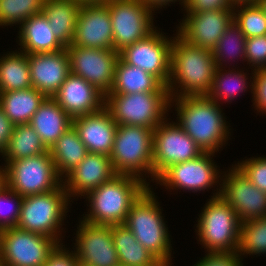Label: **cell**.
<instances>
[{
    "label": "cell",
    "mask_w": 266,
    "mask_h": 266,
    "mask_svg": "<svg viewBox=\"0 0 266 266\" xmlns=\"http://www.w3.org/2000/svg\"><path fill=\"white\" fill-rule=\"evenodd\" d=\"M170 108L177 113V124L203 152L217 154L231 139L223 108L207 96L171 98Z\"/></svg>",
    "instance_id": "cell-1"
},
{
    "label": "cell",
    "mask_w": 266,
    "mask_h": 266,
    "mask_svg": "<svg viewBox=\"0 0 266 266\" xmlns=\"http://www.w3.org/2000/svg\"><path fill=\"white\" fill-rule=\"evenodd\" d=\"M216 69L212 50L190 44L175 33L167 85L170 98L207 96Z\"/></svg>",
    "instance_id": "cell-2"
},
{
    "label": "cell",
    "mask_w": 266,
    "mask_h": 266,
    "mask_svg": "<svg viewBox=\"0 0 266 266\" xmlns=\"http://www.w3.org/2000/svg\"><path fill=\"white\" fill-rule=\"evenodd\" d=\"M148 187L138 177L116 174L83 197L89 208L81 219L93 224H124L132 204Z\"/></svg>",
    "instance_id": "cell-3"
},
{
    "label": "cell",
    "mask_w": 266,
    "mask_h": 266,
    "mask_svg": "<svg viewBox=\"0 0 266 266\" xmlns=\"http://www.w3.org/2000/svg\"><path fill=\"white\" fill-rule=\"evenodd\" d=\"M151 187L149 186L132 204L124 225L164 266H172V237L158 196Z\"/></svg>",
    "instance_id": "cell-4"
},
{
    "label": "cell",
    "mask_w": 266,
    "mask_h": 266,
    "mask_svg": "<svg viewBox=\"0 0 266 266\" xmlns=\"http://www.w3.org/2000/svg\"><path fill=\"white\" fill-rule=\"evenodd\" d=\"M153 130L144 126H117L109 156L116 174L138 177L150 186L153 182Z\"/></svg>",
    "instance_id": "cell-5"
},
{
    "label": "cell",
    "mask_w": 266,
    "mask_h": 266,
    "mask_svg": "<svg viewBox=\"0 0 266 266\" xmlns=\"http://www.w3.org/2000/svg\"><path fill=\"white\" fill-rule=\"evenodd\" d=\"M69 206L72 203L63 183L50 192L23 197L16 227L46 235L64 244L66 231L62 226L68 217Z\"/></svg>",
    "instance_id": "cell-6"
},
{
    "label": "cell",
    "mask_w": 266,
    "mask_h": 266,
    "mask_svg": "<svg viewBox=\"0 0 266 266\" xmlns=\"http://www.w3.org/2000/svg\"><path fill=\"white\" fill-rule=\"evenodd\" d=\"M195 223V235L206 252H237L241 221L219 195L207 199Z\"/></svg>",
    "instance_id": "cell-7"
},
{
    "label": "cell",
    "mask_w": 266,
    "mask_h": 266,
    "mask_svg": "<svg viewBox=\"0 0 266 266\" xmlns=\"http://www.w3.org/2000/svg\"><path fill=\"white\" fill-rule=\"evenodd\" d=\"M169 92L108 94L105 107L117 125L144 126L155 129L169 116Z\"/></svg>",
    "instance_id": "cell-8"
},
{
    "label": "cell",
    "mask_w": 266,
    "mask_h": 266,
    "mask_svg": "<svg viewBox=\"0 0 266 266\" xmlns=\"http://www.w3.org/2000/svg\"><path fill=\"white\" fill-rule=\"evenodd\" d=\"M215 155L214 153L203 152L197 158L173 164L156 179L155 185L164 186L163 188L170 192L176 190L178 193V190H183L185 193L192 192L194 194L197 192L200 194L201 191L204 193L205 190L209 191L214 187V193L211 197L219 196L223 171L213 159L216 157Z\"/></svg>",
    "instance_id": "cell-9"
},
{
    "label": "cell",
    "mask_w": 266,
    "mask_h": 266,
    "mask_svg": "<svg viewBox=\"0 0 266 266\" xmlns=\"http://www.w3.org/2000/svg\"><path fill=\"white\" fill-rule=\"evenodd\" d=\"M4 166L6 186L21 197L47 193L63 183L49 151L37 156L9 161Z\"/></svg>",
    "instance_id": "cell-10"
},
{
    "label": "cell",
    "mask_w": 266,
    "mask_h": 266,
    "mask_svg": "<svg viewBox=\"0 0 266 266\" xmlns=\"http://www.w3.org/2000/svg\"><path fill=\"white\" fill-rule=\"evenodd\" d=\"M59 244L18 227L0 230V266H44Z\"/></svg>",
    "instance_id": "cell-11"
},
{
    "label": "cell",
    "mask_w": 266,
    "mask_h": 266,
    "mask_svg": "<svg viewBox=\"0 0 266 266\" xmlns=\"http://www.w3.org/2000/svg\"><path fill=\"white\" fill-rule=\"evenodd\" d=\"M113 30V49L120 52L136 41L146 38L157 27L154 12L142 0H108Z\"/></svg>",
    "instance_id": "cell-12"
},
{
    "label": "cell",
    "mask_w": 266,
    "mask_h": 266,
    "mask_svg": "<svg viewBox=\"0 0 266 266\" xmlns=\"http://www.w3.org/2000/svg\"><path fill=\"white\" fill-rule=\"evenodd\" d=\"M167 118L153 130V183L171 165L192 160L203 151L177 124Z\"/></svg>",
    "instance_id": "cell-13"
},
{
    "label": "cell",
    "mask_w": 266,
    "mask_h": 266,
    "mask_svg": "<svg viewBox=\"0 0 266 266\" xmlns=\"http://www.w3.org/2000/svg\"><path fill=\"white\" fill-rule=\"evenodd\" d=\"M156 28L146 38L119 52V57L131 66L140 67L157 77L166 87L170 77L171 47L174 36L168 37ZM165 34V35H164Z\"/></svg>",
    "instance_id": "cell-14"
},
{
    "label": "cell",
    "mask_w": 266,
    "mask_h": 266,
    "mask_svg": "<svg viewBox=\"0 0 266 266\" xmlns=\"http://www.w3.org/2000/svg\"><path fill=\"white\" fill-rule=\"evenodd\" d=\"M70 72L92 84L105 97L114 82L119 53L115 50L67 46Z\"/></svg>",
    "instance_id": "cell-15"
},
{
    "label": "cell",
    "mask_w": 266,
    "mask_h": 266,
    "mask_svg": "<svg viewBox=\"0 0 266 266\" xmlns=\"http://www.w3.org/2000/svg\"><path fill=\"white\" fill-rule=\"evenodd\" d=\"M72 249L81 266H117L118 255L112 238L113 225L78 221ZM75 247V248H74Z\"/></svg>",
    "instance_id": "cell-16"
},
{
    "label": "cell",
    "mask_w": 266,
    "mask_h": 266,
    "mask_svg": "<svg viewBox=\"0 0 266 266\" xmlns=\"http://www.w3.org/2000/svg\"><path fill=\"white\" fill-rule=\"evenodd\" d=\"M228 169L222 174L220 196L237 213L241 222L265 217L266 192L254 186L235 164Z\"/></svg>",
    "instance_id": "cell-17"
},
{
    "label": "cell",
    "mask_w": 266,
    "mask_h": 266,
    "mask_svg": "<svg viewBox=\"0 0 266 266\" xmlns=\"http://www.w3.org/2000/svg\"><path fill=\"white\" fill-rule=\"evenodd\" d=\"M176 32L190 44L213 50L233 21V9L186 13Z\"/></svg>",
    "instance_id": "cell-18"
},
{
    "label": "cell",
    "mask_w": 266,
    "mask_h": 266,
    "mask_svg": "<svg viewBox=\"0 0 266 266\" xmlns=\"http://www.w3.org/2000/svg\"><path fill=\"white\" fill-rule=\"evenodd\" d=\"M71 45L114 50L110 11L104 3L80 6Z\"/></svg>",
    "instance_id": "cell-19"
},
{
    "label": "cell",
    "mask_w": 266,
    "mask_h": 266,
    "mask_svg": "<svg viewBox=\"0 0 266 266\" xmlns=\"http://www.w3.org/2000/svg\"><path fill=\"white\" fill-rule=\"evenodd\" d=\"M115 175L109 156L88 153L79 165L63 178V185L73 203L72 199L76 200L74 197L81 199Z\"/></svg>",
    "instance_id": "cell-20"
},
{
    "label": "cell",
    "mask_w": 266,
    "mask_h": 266,
    "mask_svg": "<svg viewBox=\"0 0 266 266\" xmlns=\"http://www.w3.org/2000/svg\"><path fill=\"white\" fill-rule=\"evenodd\" d=\"M52 98L72 119L98 112L105 106V96L71 72Z\"/></svg>",
    "instance_id": "cell-21"
},
{
    "label": "cell",
    "mask_w": 266,
    "mask_h": 266,
    "mask_svg": "<svg viewBox=\"0 0 266 266\" xmlns=\"http://www.w3.org/2000/svg\"><path fill=\"white\" fill-rule=\"evenodd\" d=\"M32 87L46 97H53L70 73L65 49L51 53L28 54Z\"/></svg>",
    "instance_id": "cell-22"
},
{
    "label": "cell",
    "mask_w": 266,
    "mask_h": 266,
    "mask_svg": "<svg viewBox=\"0 0 266 266\" xmlns=\"http://www.w3.org/2000/svg\"><path fill=\"white\" fill-rule=\"evenodd\" d=\"M72 125L89 153L110 156L118 125L105 106L98 112L74 117Z\"/></svg>",
    "instance_id": "cell-23"
},
{
    "label": "cell",
    "mask_w": 266,
    "mask_h": 266,
    "mask_svg": "<svg viewBox=\"0 0 266 266\" xmlns=\"http://www.w3.org/2000/svg\"><path fill=\"white\" fill-rule=\"evenodd\" d=\"M18 50L26 54L57 52L66 47L53 34L48 19L39 13L23 21L18 27Z\"/></svg>",
    "instance_id": "cell-24"
},
{
    "label": "cell",
    "mask_w": 266,
    "mask_h": 266,
    "mask_svg": "<svg viewBox=\"0 0 266 266\" xmlns=\"http://www.w3.org/2000/svg\"><path fill=\"white\" fill-rule=\"evenodd\" d=\"M254 73L255 70L251 69L250 76L249 72L247 73L239 66L235 68L229 67L227 70L226 68H217L207 97L223 106V103L231 104L234 99L236 100L239 96L245 95L244 93L249 90L252 95ZM241 93L243 94L241 95Z\"/></svg>",
    "instance_id": "cell-25"
},
{
    "label": "cell",
    "mask_w": 266,
    "mask_h": 266,
    "mask_svg": "<svg viewBox=\"0 0 266 266\" xmlns=\"http://www.w3.org/2000/svg\"><path fill=\"white\" fill-rule=\"evenodd\" d=\"M29 124L49 150L62 134L72 126V118L52 98L46 97Z\"/></svg>",
    "instance_id": "cell-26"
},
{
    "label": "cell",
    "mask_w": 266,
    "mask_h": 266,
    "mask_svg": "<svg viewBox=\"0 0 266 266\" xmlns=\"http://www.w3.org/2000/svg\"><path fill=\"white\" fill-rule=\"evenodd\" d=\"M140 92H169L168 88L154 75L140 67L126 64L120 57L115 66L114 82L109 94Z\"/></svg>",
    "instance_id": "cell-27"
},
{
    "label": "cell",
    "mask_w": 266,
    "mask_h": 266,
    "mask_svg": "<svg viewBox=\"0 0 266 266\" xmlns=\"http://www.w3.org/2000/svg\"><path fill=\"white\" fill-rule=\"evenodd\" d=\"M80 6L77 0H45L43 3L42 13L53 34L65 47L73 40Z\"/></svg>",
    "instance_id": "cell-28"
},
{
    "label": "cell",
    "mask_w": 266,
    "mask_h": 266,
    "mask_svg": "<svg viewBox=\"0 0 266 266\" xmlns=\"http://www.w3.org/2000/svg\"><path fill=\"white\" fill-rule=\"evenodd\" d=\"M46 96L30 87L0 93V107L14 125L29 124Z\"/></svg>",
    "instance_id": "cell-29"
},
{
    "label": "cell",
    "mask_w": 266,
    "mask_h": 266,
    "mask_svg": "<svg viewBox=\"0 0 266 266\" xmlns=\"http://www.w3.org/2000/svg\"><path fill=\"white\" fill-rule=\"evenodd\" d=\"M112 238L119 264L123 266H164L148 249L135 238L124 224L113 225Z\"/></svg>",
    "instance_id": "cell-30"
},
{
    "label": "cell",
    "mask_w": 266,
    "mask_h": 266,
    "mask_svg": "<svg viewBox=\"0 0 266 266\" xmlns=\"http://www.w3.org/2000/svg\"><path fill=\"white\" fill-rule=\"evenodd\" d=\"M58 175L63 179L76 168L89 153L72 125L48 150Z\"/></svg>",
    "instance_id": "cell-31"
},
{
    "label": "cell",
    "mask_w": 266,
    "mask_h": 266,
    "mask_svg": "<svg viewBox=\"0 0 266 266\" xmlns=\"http://www.w3.org/2000/svg\"><path fill=\"white\" fill-rule=\"evenodd\" d=\"M0 55V93L32 87L28 54L19 50Z\"/></svg>",
    "instance_id": "cell-32"
},
{
    "label": "cell",
    "mask_w": 266,
    "mask_h": 266,
    "mask_svg": "<svg viewBox=\"0 0 266 266\" xmlns=\"http://www.w3.org/2000/svg\"><path fill=\"white\" fill-rule=\"evenodd\" d=\"M48 152L40 136L30 124L14 126L10 141L3 152L4 165L9 161L20 160Z\"/></svg>",
    "instance_id": "cell-33"
},
{
    "label": "cell",
    "mask_w": 266,
    "mask_h": 266,
    "mask_svg": "<svg viewBox=\"0 0 266 266\" xmlns=\"http://www.w3.org/2000/svg\"><path fill=\"white\" fill-rule=\"evenodd\" d=\"M245 49L246 37L233 20L212 50L216 68L227 69L229 66L235 68L237 63L234 65L235 63H231L232 61H242L244 65V62H246ZM227 64L229 65L227 66Z\"/></svg>",
    "instance_id": "cell-34"
},
{
    "label": "cell",
    "mask_w": 266,
    "mask_h": 266,
    "mask_svg": "<svg viewBox=\"0 0 266 266\" xmlns=\"http://www.w3.org/2000/svg\"><path fill=\"white\" fill-rule=\"evenodd\" d=\"M239 256H266V216L241 222Z\"/></svg>",
    "instance_id": "cell-35"
},
{
    "label": "cell",
    "mask_w": 266,
    "mask_h": 266,
    "mask_svg": "<svg viewBox=\"0 0 266 266\" xmlns=\"http://www.w3.org/2000/svg\"><path fill=\"white\" fill-rule=\"evenodd\" d=\"M233 20L246 38L266 35V14L259 3L234 6Z\"/></svg>",
    "instance_id": "cell-36"
},
{
    "label": "cell",
    "mask_w": 266,
    "mask_h": 266,
    "mask_svg": "<svg viewBox=\"0 0 266 266\" xmlns=\"http://www.w3.org/2000/svg\"><path fill=\"white\" fill-rule=\"evenodd\" d=\"M45 0H0V27L16 26L42 13ZM18 25V26H17Z\"/></svg>",
    "instance_id": "cell-37"
},
{
    "label": "cell",
    "mask_w": 266,
    "mask_h": 266,
    "mask_svg": "<svg viewBox=\"0 0 266 266\" xmlns=\"http://www.w3.org/2000/svg\"><path fill=\"white\" fill-rule=\"evenodd\" d=\"M22 199L7 186L0 191V230L16 227Z\"/></svg>",
    "instance_id": "cell-38"
},
{
    "label": "cell",
    "mask_w": 266,
    "mask_h": 266,
    "mask_svg": "<svg viewBox=\"0 0 266 266\" xmlns=\"http://www.w3.org/2000/svg\"><path fill=\"white\" fill-rule=\"evenodd\" d=\"M235 165L261 191L266 192V156L250 157L237 161Z\"/></svg>",
    "instance_id": "cell-39"
},
{
    "label": "cell",
    "mask_w": 266,
    "mask_h": 266,
    "mask_svg": "<svg viewBox=\"0 0 266 266\" xmlns=\"http://www.w3.org/2000/svg\"><path fill=\"white\" fill-rule=\"evenodd\" d=\"M245 57L247 72L266 68V35L246 38Z\"/></svg>",
    "instance_id": "cell-40"
},
{
    "label": "cell",
    "mask_w": 266,
    "mask_h": 266,
    "mask_svg": "<svg viewBox=\"0 0 266 266\" xmlns=\"http://www.w3.org/2000/svg\"><path fill=\"white\" fill-rule=\"evenodd\" d=\"M205 253V257L199 258L192 266H244L238 252Z\"/></svg>",
    "instance_id": "cell-41"
},
{
    "label": "cell",
    "mask_w": 266,
    "mask_h": 266,
    "mask_svg": "<svg viewBox=\"0 0 266 266\" xmlns=\"http://www.w3.org/2000/svg\"><path fill=\"white\" fill-rule=\"evenodd\" d=\"M252 103L256 113L266 115V68L254 73Z\"/></svg>",
    "instance_id": "cell-42"
},
{
    "label": "cell",
    "mask_w": 266,
    "mask_h": 266,
    "mask_svg": "<svg viewBox=\"0 0 266 266\" xmlns=\"http://www.w3.org/2000/svg\"><path fill=\"white\" fill-rule=\"evenodd\" d=\"M233 8L230 0H185L182 11L185 14Z\"/></svg>",
    "instance_id": "cell-43"
},
{
    "label": "cell",
    "mask_w": 266,
    "mask_h": 266,
    "mask_svg": "<svg viewBox=\"0 0 266 266\" xmlns=\"http://www.w3.org/2000/svg\"><path fill=\"white\" fill-rule=\"evenodd\" d=\"M65 246L59 244L49 255L44 266H80L75 251Z\"/></svg>",
    "instance_id": "cell-44"
},
{
    "label": "cell",
    "mask_w": 266,
    "mask_h": 266,
    "mask_svg": "<svg viewBox=\"0 0 266 266\" xmlns=\"http://www.w3.org/2000/svg\"><path fill=\"white\" fill-rule=\"evenodd\" d=\"M14 126L11 120L5 115L4 110L0 107V156L8 146Z\"/></svg>",
    "instance_id": "cell-45"
},
{
    "label": "cell",
    "mask_w": 266,
    "mask_h": 266,
    "mask_svg": "<svg viewBox=\"0 0 266 266\" xmlns=\"http://www.w3.org/2000/svg\"><path fill=\"white\" fill-rule=\"evenodd\" d=\"M143 3L154 13H157L156 11H159L160 9L165 8L166 6H170L171 4L181 5V8L183 7L185 0H142ZM176 2V3H175Z\"/></svg>",
    "instance_id": "cell-46"
},
{
    "label": "cell",
    "mask_w": 266,
    "mask_h": 266,
    "mask_svg": "<svg viewBox=\"0 0 266 266\" xmlns=\"http://www.w3.org/2000/svg\"><path fill=\"white\" fill-rule=\"evenodd\" d=\"M2 166H0V191L6 186V170L3 164Z\"/></svg>",
    "instance_id": "cell-47"
},
{
    "label": "cell",
    "mask_w": 266,
    "mask_h": 266,
    "mask_svg": "<svg viewBox=\"0 0 266 266\" xmlns=\"http://www.w3.org/2000/svg\"><path fill=\"white\" fill-rule=\"evenodd\" d=\"M259 0H230L233 6L239 5V4H255L258 3Z\"/></svg>",
    "instance_id": "cell-48"
},
{
    "label": "cell",
    "mask_w": 266,
    "mask_h": 266,
    "mask_svg": "<svg viewBox=\"0 0 266 266\" xmlns=\"http://www.w3.org/2000/svg\"><path fill=\"white\" fill-rule=\"evenodd\" d=\"M81 5L82 4H103L107 3L108 0H77Z\"/></svg>",
    "instance_id": "cell-49"
},
{
    "label": "cell",
    "mask_w": 266,
    "mask_h": 266,
    "mask_svg": "<svg viewBox=\"0 0 266 266\" xmlns=\"http://www.w3.org/2000/svg\"><path fill=\"white\" fill-rule=\"evenodd\" d=\"M258 3L264 9L265 14H266V0H259Z\"/></svg>",
    "instance_id": "cell-50"
}]
</instances>
